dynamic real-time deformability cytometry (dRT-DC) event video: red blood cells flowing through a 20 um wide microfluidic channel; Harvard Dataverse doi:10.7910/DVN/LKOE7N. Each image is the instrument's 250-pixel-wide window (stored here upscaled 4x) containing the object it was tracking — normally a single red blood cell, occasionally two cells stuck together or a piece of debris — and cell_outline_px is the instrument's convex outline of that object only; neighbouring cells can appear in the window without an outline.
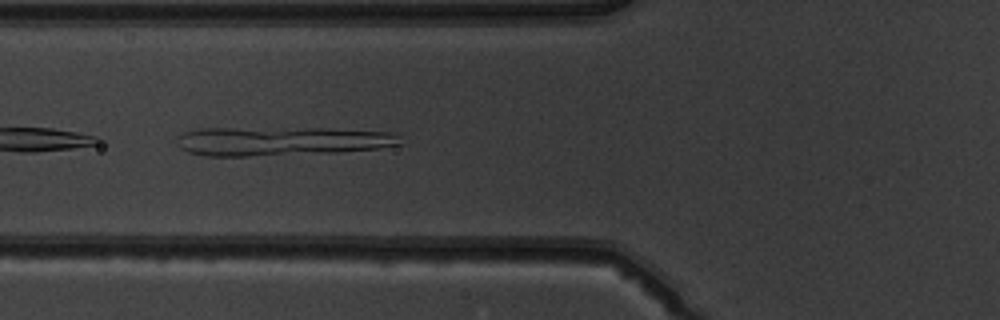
{"species": "common noctule bat (a hibernating species)", "species_latin": "Nyctalus noctula", "temperature_condition": "warm", "stored_images_in_passage": 19, "camera_frame_rate_fps": 3000, "um_per_image_px": 0.085, "animal": {"sex": "male", "body_mass_g": 19.5, "forearm_length_mm": 54.6}, "frame": {"image": 1, "passage_image": 4, "time_ms": 1.0, "image_size_px": [1000, 320], "cell_outline_px": [[404, 144], [376, 148], [336, 152], [248, 156], [204, 156], [188, 152], [180, 148], [176, 144], [176, 136], [184, 132], [200, 128], [328, 128], [392, 132], [400, 136]], "centroid_in_image_um": [23.89, 11.99], "position_along_channel_um": 101.9, "area_um2": 38.03}}
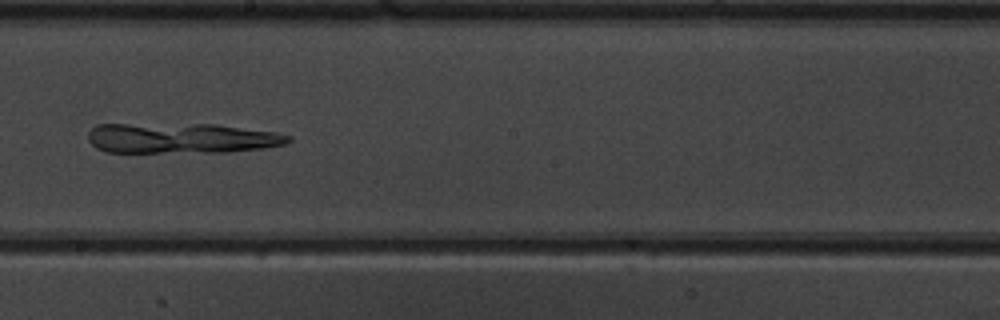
{"frame": {"image": 2, "passage_image": 14, "time_ms": 4.333, "image_size_px": [1000, 320], "cell_outline_px": [[292, 140], [284, 144], [264, 148], [228, 152], [104, 152], [96, 148], [88, 140], [88, 132], [96, 124], [216, 124], [276, 132], [292, 136]], "centroid_in_image_um": [15.42, 11.74], "position_along_channel_um": 232.8, "area_um2": 35.6}}